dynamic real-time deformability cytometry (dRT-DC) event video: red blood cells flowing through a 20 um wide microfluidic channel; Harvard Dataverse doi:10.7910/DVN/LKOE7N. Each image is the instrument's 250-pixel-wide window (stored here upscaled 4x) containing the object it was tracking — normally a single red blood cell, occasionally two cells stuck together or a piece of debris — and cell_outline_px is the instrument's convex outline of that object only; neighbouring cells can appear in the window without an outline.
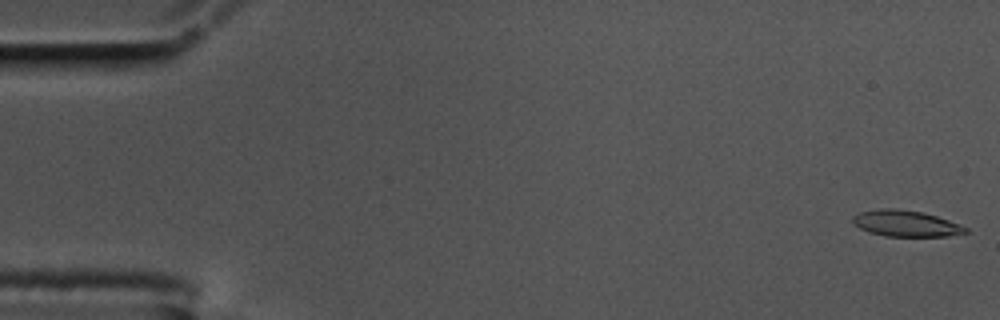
{"species": "common noctule bat (a hibernating species)", "species_latin": "Nyctalus noctula", "temperature_condition": "cold", "stored_images_in_passage": 59, "camera_frame_rate_fps": 3000, "um_per_image_px": 0.085, "animal": {"sex": "male", "body_mass_g": 17.5, "forearm_length_mm": 52.3}, "frame": {"image": 1, "passage_image": 1, "time_ms": 0.0, "image_size_px": [1000, 320], "cell_outline_px": [[968, 232], [948, 236], [884, 236], [868, 232], [860, 228], [852, 220], [852, 216], [860, 212], [880, 208], [896, 208], [920, 212], [936, 216], [948, 220], [968, 228]], "centroid_in_image_um": [76.97, 18.99], "position_along_channel_um": 8.0, "area_um2": 17.05}}
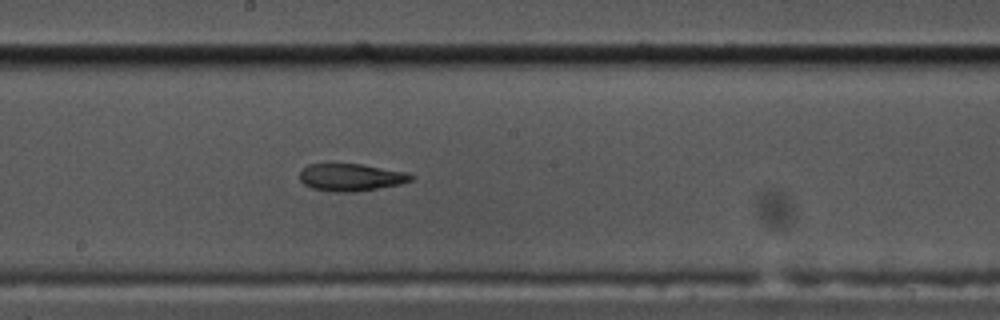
{"frame": {"image": 2, "passage_image": 31, "time_ms": 10.0, "image_size_px": [1000, 320], "cell_outline_px": [[416, 176], [412, 180], [400, 184], [356, 192], [332, 192], [312, 188], [304, 184], [300, 180], [300, 172], [308, 164], [360, 164], [408, 172]], "centroid_in_image_um": [29.86, 15.08], "position_along_channel_um": 218.3, "area_um2": 17.8}}
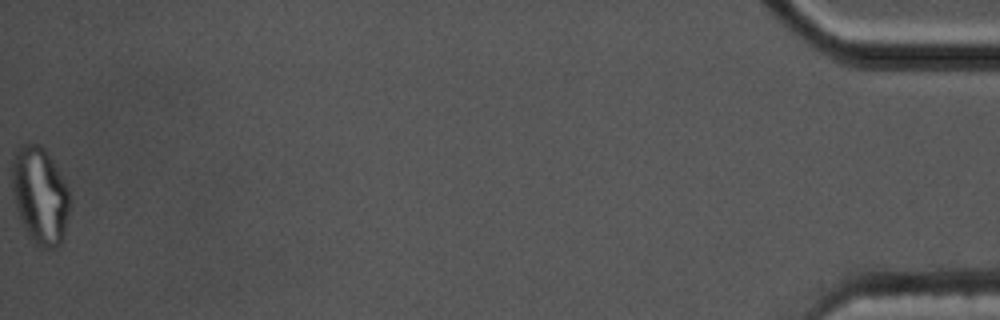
{"frame": {"image": 3, "passage_image": 58, "time_ms": 19.0, "image_size_px": [1000, 320], "cell_outline_px": [[72, 200], [64, 236], [60, 244], [56, 248], [40, 248], [28, 236], [24, 228], [16, 204], [12, 188], [12, 160], [16, 148], [20, 144], [28, 140], [40, 144], [44, 148], [52, 160], [68, 188]], "centroid_in_image_um": [3.41, 16.58], "position_along_channel_um": 431.8, "area_um2": 33.12}}